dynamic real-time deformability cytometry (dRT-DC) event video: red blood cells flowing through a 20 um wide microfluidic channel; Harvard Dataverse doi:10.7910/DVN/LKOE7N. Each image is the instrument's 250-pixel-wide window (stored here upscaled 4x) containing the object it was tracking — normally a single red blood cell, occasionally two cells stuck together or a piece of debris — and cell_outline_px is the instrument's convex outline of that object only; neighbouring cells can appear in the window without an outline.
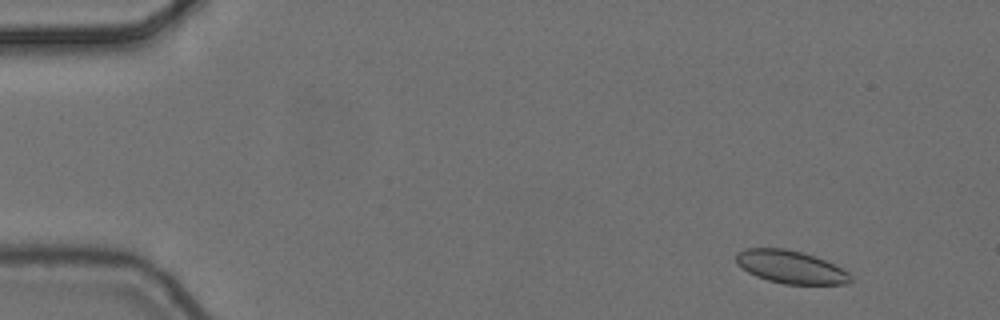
{"species": "common noctule bat (a hibernating species)", "species_latin": "Nyctalus noctula", "temperature_condition": "cold", "stored_images_in_passage": 5, "camera_frame_rate_fps": 3000, "um_per_image_px": 0.085, "animal": {"sex": "female", "body_mass_g": 24.6, "forearm_length_mm": 56.2}, "frame": {"image": 1, "passage_image": 2, "time_ms": 0.333, "image_size_px": [1000, 320], "cell_outline_px": [[852, 280], [844, 284], [784, 284], [768, 280], [756, 276], [748, 272], [736, 264], [736, 252], [744, 248], [784, 248], [800, 252], [824, 260], [848, 272], [852, 276]], "centroid_in_image_um": [67.15, 22.69], "position_along_channel_um": 17.8, "area_um2": 21.73}}
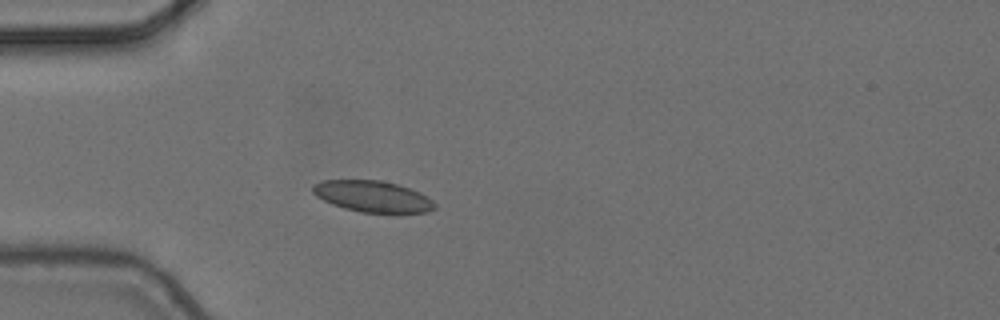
{"frame": {"image": 2, "passage_image": 5, "time_ms": 1.333, "image_size_px": [1000, 320], "cell_outline_px": [[436, 208], [428, 212], [400, 216], [360, 212], [344, 208], [332, 204], [316, 196], [312, 192], [312, 184], [320, 180], [380, 180], [396, 184], [420, 192], [432, 200], [436, 204]], "centroid_in_image_um": [31.73, 16.75], "position_along_channel_um": 53.3, "area_um2": 23.12}}